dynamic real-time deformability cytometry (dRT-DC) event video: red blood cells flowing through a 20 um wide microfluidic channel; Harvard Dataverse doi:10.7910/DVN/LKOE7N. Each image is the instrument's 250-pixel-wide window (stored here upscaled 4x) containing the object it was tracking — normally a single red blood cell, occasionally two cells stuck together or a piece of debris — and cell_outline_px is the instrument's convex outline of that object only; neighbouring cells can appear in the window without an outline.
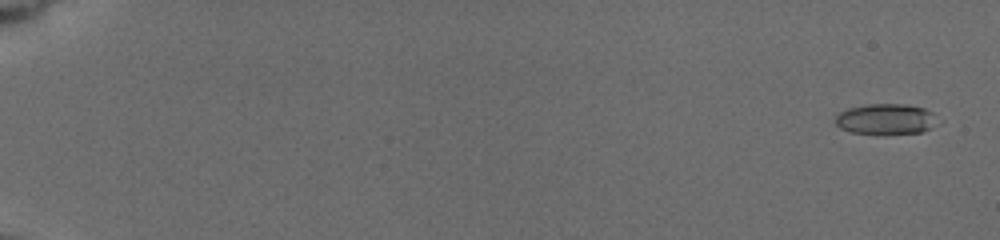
{"species": "common noctule bat (a hibernating species)", "species_latin": "Nyctalus noctula", "temperature_condition": "cold", "stored_images_in_passage": 56, "camera_frame_rate_fps": 3000, "um_per_image_px": 0.085, "animal": {"sex": "female", "body_mass_g": 19.5, "forearm_length_mm": 54.1}, "frame": {"image": 1, "passage_image": 3, "time_ms": 0.667, "image_size_px": [1000, 240], "cell_outline_px": [[932, 112], [928, 128], [920, 132], [852, 132], [840, 128], [836, 124], [836, 116], [840, 112], [848, 108], [868, 104], [904, 104], [924, 108]], "centroid_in_image_um": [75.16, 10.08], "position_along_channel_um": 9.8, "area_um2": 17.05}}
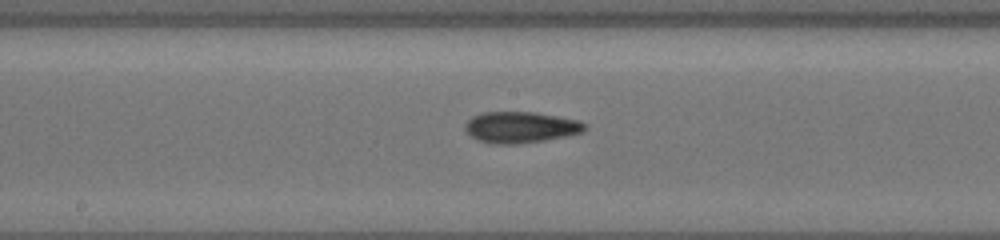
{"frame": {"image": 2, "passage_image": 34, "time_ms": 11.0, "image_size_px": [1000, 240], "cell_outline_px": [[588, 128], [580, 132], [564, 136], [544, 140], [516, 144], [492, 144], [480, 140], [472, 136], [464, 128], [464, 124], [472, 116], [484, 112], [536, 112], [580, 120], [588, 124]], "centroid_in_image_um": [44.27, 10.8], "position_along_channel_um": 203.9, "area_um2": 21.73}}
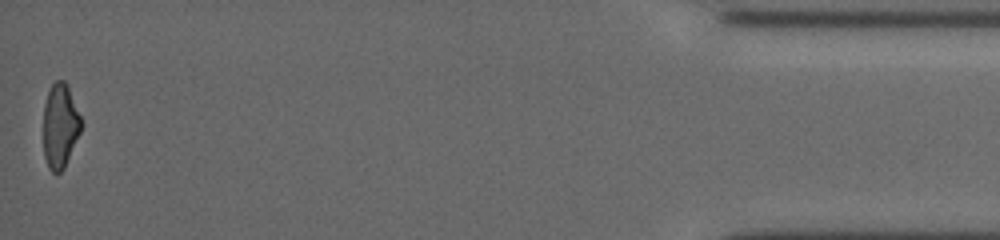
{"frame": {"image": 3, "passage_image": 56, "time_ms": 19.0, "image_size_px": [1000, 240], "cell_outline_px": [[80, 132], [64, 168], [56, 176], [48, 168], [44, 156], [44, 104], [48, 92], [52, 84], [56, 80], [64, 80], [68, 84], [80, 116]], "centroid_in_image_um": [5.09, 10.7], "position_along_channel_um": 430.1, "area_um2": 18.5}, "authors_computed_cell_mechanics": {"area_um2": 19.6231, "velocity_mm_per_s": 3.7736, "shape_relaxation_time_tau1_ms": 3.0264, "shape_relaxation_time_tau2_ms": 3.2327, "deformation_change_tau1": 0.1303, "deformation_change_tau2": 0.1174}}